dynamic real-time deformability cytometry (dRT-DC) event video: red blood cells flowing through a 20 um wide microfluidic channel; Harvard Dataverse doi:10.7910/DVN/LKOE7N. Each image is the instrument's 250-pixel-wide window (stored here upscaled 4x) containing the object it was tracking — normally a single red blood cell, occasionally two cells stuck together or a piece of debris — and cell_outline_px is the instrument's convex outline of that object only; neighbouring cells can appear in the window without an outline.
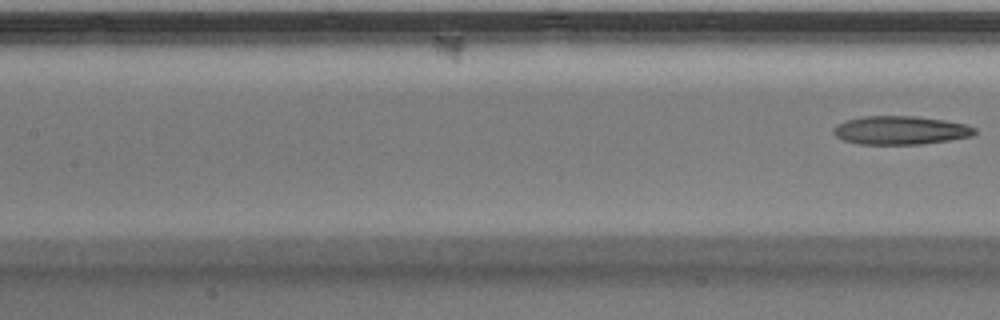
{"species": "Egyptian fruit bat (a non-hibernating species)", "species_latin": "Rousettus aegyptiacus", "temperature_condition": "warm", "stored_images_in_passage": 22, "camera_frame_rate_fps": 3000, "um_per_image_px": 0.085, "animal": {"sex": "male"}, "frame": {"image": 1, "passage_image": 22, "time_ms": 7.0, "image_size_px": [1000, 320], "cell_outline_px": [[976, 132], [972, 136], [948, 140], [920, 144], [860, 144], [844, 140], [836, 136], [832, 132], [832, 128], [836, 124], [844, 120], [864, 116], [916, 116], [944, 120], [964, 124], [976, 128]], "centroid_in_image_um": [76.5, 11.06], "position_along_channel_um": 130.9, "area_um2": 23.47}}